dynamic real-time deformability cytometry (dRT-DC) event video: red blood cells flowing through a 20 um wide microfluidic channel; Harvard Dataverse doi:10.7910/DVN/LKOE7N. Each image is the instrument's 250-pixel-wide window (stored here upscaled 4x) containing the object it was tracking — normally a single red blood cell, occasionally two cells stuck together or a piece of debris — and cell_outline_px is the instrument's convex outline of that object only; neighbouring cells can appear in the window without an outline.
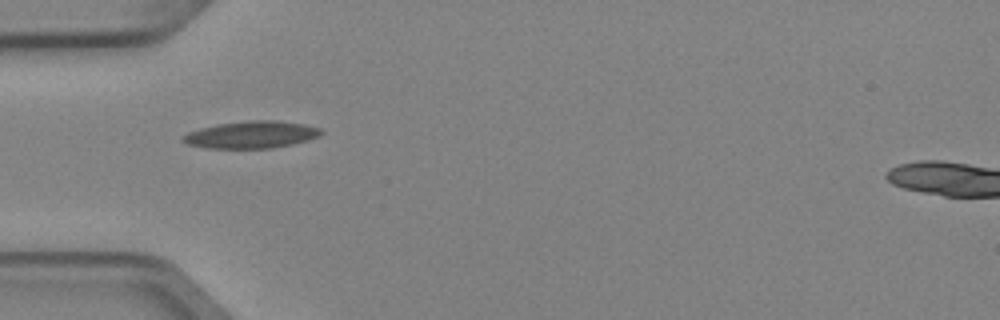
{"species": "Egyptian fruit bat (a non-hibernating species)", "species_latin": "Rousettus aegyptiacus", "temperature_condition": "cold", "stored_images_in_passage": 3, "camera_frame_rate_fps": 3000, "um_per_image_px": 0.085, "animal": {"sex": "female"}, "frame": {"image": 1, "passage_image": 1, "time_ms": 0.0, "image_size_px": [1000, 320], "cell_outline_px": [[324, 132], [320, 136], [308, 140], [292, 144], [272, 148], [204, 148], [188, 144], [180, 140], [180, 136], [188, 132], [200, 128], [216, 124], [252, 120], [276, 120], [304, 124], [320, 128]], "centroid_in_image_um": [21.35, 11.45], "position_along_channel_um": 63.7, "area_um2": 22.02}}
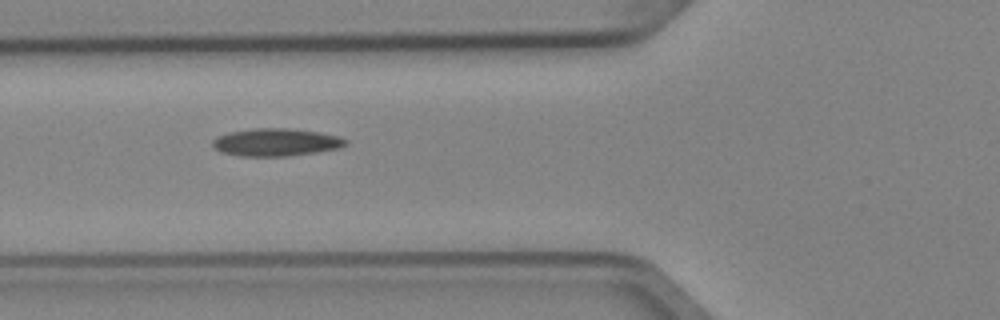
{"frame": {"image": 2, "passage_image": 2, "time_ms": 0.333, "image_size_px": [1000, 320], "cell_outline_px": [[348, 144], [336, 148], [316, 152], [288, 156], [244, 156], [224, 152], [216, 148], [212, 144], [212, 140], [216, 136], [228, 132], [252, 128], [292, 128], [320, 132], [340, 136], [348, 140]], "centroid_in_image_um": [23.48, 12.07], "position_along_channel_um": 102.3, "area_um2": 21.44}}